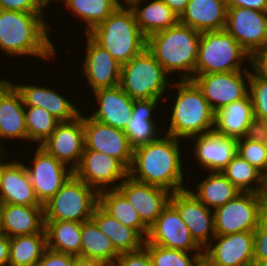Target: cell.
Segmentation results:
<instances>
[{
  "instance_id": "obj_7",
  "label": "cell",
  "mask_w": 267,
  "mask_h": 266,
  "mask_svg": "<svg viewBox=\"0 0 267 266\" xmlns=\"http://www.w3.org/2000/svg\"><path fill=\"white\" fill-rule=\"evenodd\" d=\"M169 77L171 76L146 47L140 54L121 65L119 86L133 100H165V94L171 92L172 80Z\"/></svg>"
},
{
  "instance_id": "obj_29",
  "label": "cell",
  "mask_w": 267,
  "mask_h": 266,
  "mask_svg": "<svg viewBox=\"0 0 267 266\" xmlns=\"http://www.w3.org/2000/svg\"><path fill=\"white\" fill-rule=\"evenodd\" d=\"M135 0L129 7L133 10L141 33L151 34L166 30L179 22L175 14L162 0ZM149 1V2H148ZM145 2V6L144 3Z\"/></svg>"
},
{
  "instance_id": "obj_2",
  "label": "cell",
  "mask_w": 267,
  "mask_h": 266,
  "mask_svg": "<svg viewBox=\"0 0 267 266\" xmlns=\"http://www.w3.org/2000/svg\"><path fill=\"white\" fill-rule=\"evenodd\" d=\"M46 20L44 13L0 9V51L6 58L33 56L52 62L57 57V47L50 37L53 29Z\"/></svg>"
},
{
  "instance_id": "obj_30",
  "label": "cell",
  "mask_w": 267,
  "mask_h": 266,
  "mask_svg": "<svg viewBox=\"0 0 267 266\" xmlns=\"http://www.w3.org/2000/svg\"><path fill=\"white\" fill-rule=\"evenodd\" d=\"M92 220L111 239L119 253L134 252L144 247L145 239L134 228L122 225L99 204L93 211Z\"/></svg>"
},
{
  "instance_id": "obj_52",
  "label": "cell",
  "mask_w": 267,
  "mask_h": 266,
  "mask_svg": "<svg viewBox=\"0 0 267 266\" xmlns=\"http://www.w3.org/2000/svg\"><path fill=\"white\" fill-rule=\"evenodd\" d=\"M179 17L185 11L189 0H162Z\"/></svg>"
},
{
  "instance_id": "obj_36",
  "label": "cell",
  "mask_w": 267,
  "mask_h": 266,
  "mask_svg": "<svg viewBox=\"0 0 267 266\" xmlns=\"http://www.w3.org/2000/svg\"><path fill=\"white\" fill-rule=\"evenodd\" d=\"M46 249L45 229L41 233L11 237L8 266H35Z\"/></svg>"
},
{
  "instance_id": "obj_44",
  "label": "cell",
  "mask_w": 267,
  "mask_h": 266,
  "mask_svg": "<svg viewBox=\"0 0 267 266\" xmlns=\"http://www.w3.org/2000/svg\"><path fill=\"white\" fill-rule=\"evenodd\" d=\"M113 266H153L148 251L143 247L134 252H122Z\"/></svg>"
},
{
  "instance_id": "obj_25",
  "label": "cell",
  "mask_w": 267,
  "mask_h": 266,
  "mask_svg": "<svg viewBox=\"0 0 267 266\" xmlns=\"http://www.w3.org/2000/svg\"><path fill=\"white\" fill-rule=\"evenodd\" d=\"M160 102V99L133 100L131 121L124 130L133 148L153 142L164 134L160 127L165 126L158 124L153 114Z\"/></svg>"
},
{
  "instance_id": "obj_58",
  "label": "cell",
  "mask_w": 267,
  "mask_h": 266,
  "mask_svg": "<svg viewBox=\"0 0 267 266\" xmlns=\"http://www.w3.org/2000/svg\"><path fill=\"white\" fill-rule=\"evenodd\" d=\"M255 266H267V258L260 260Z\"/></svg>"
},
{
  "instance_id": "obj_37",
  "label": "cell",
  "mask_w": 267,
  "mask_h": 266,
  "mask_svg": "<svg viewBox=\"0 0 267 266\" xmlns=\"http://www.w3.org/2000/svg\"><path fill=\"white\" fill-rule=\"evenodd\" d=\"M85 26V34L102 23L119 5L114 0H54ZM53 2V0H51ZM72 11V12H70ZM78 17V18H77Z\"/></svg>"
},
{
  "instance_id": "obj_59",
  "label": "cell",
  "mask_w": 267,
  "mask_h": 266,
  "mask_svg": "<svg viewBox=\"0 0 267 266\" xmlns=\"http://www.w3.org/2000/svg\"><path fill=\"white\" fill-rule=\"evenodd\" d=\"M8 79H0V87L7 81Z\"/></svg>"
},
{
  "instance_id": "obj_23",
  "label": "cell",
  "mask_w": 267,
  "mask_h": 266,
  "mask_svg": "<svg viewBox=\"0 0 267 266\" xmlns=\"http://www.w3.org/2000/svg\"><path fill=\"white\" fill-rule=\"evenodd\" d=\"M93 93L96 108L89 116L101 123L125 130L131 121L133 99L121 87L98 89Z\"/></svg>"
},
{
  "instance_id": "obj_47",
  "label": "cell",
  "mask_w": 267,
  "mask_h": 266,
  "mask_svg": "<svg viewBox=\"0 0 267 266\" xmlns=\"http://www.w3.org/2000/svg\"><path fill=\"white\" fill-rule=\"evenodd\" d=\"M253 257L254 266L262 259L267 258V234L262 232L258 227L253 231Z\"/></svg>"
},
{
  "instance_id": "obj_60",
  "label": "cell",
  "mask_w": 267,
  "mask_h": 266,
  "mask_svg": "<svg viewBox=\"0 0 267 266\" xmlns=\"http://www.w3.org/2000/svg\"><path fill=\"white\" fill-rule=\"evenodd\" d=\"M199 266H207L204 262H202Z\"/></svg>"
},
{
  "instance_id": "obj_41",
  "label": "cell",
  "mask_w": 267,
  "mask_h": 266,
  "mask_svg": "<svg viewBox=\"0 0 267 266\" xmlns=\"http://www.w3.org/2000/svg\"><path fill=\"white\" fill-rule=\"evenodd\" d=\"M237 154L250 165L264 174L267 170L266 144L253 140L239 138L237 140Z\"/></svg>"
},
{
  "instance_id": "obj_9",
  "label": "cell",
  "mask_w": 267,
  "mask_h": 266,
  "mask_svg": "<svg viewBox=\"0 0 267 266\" xmlns=\"http://www.w3.org/2000/svg\"><path fill=\"white\" fill-rule=\"evenodd\" d=\"M262 197L252 192H241L234 199L213 210L216 235L253 232L258 227Z\"/></svg>"
},
{
  "instance_id": "obj_53",
  "label": "cell",
  "mask_w": 267,
  "mask_h": 266,
  "mask_svg": "<svg viewBox=\"0 0 267 266\" xmlns=\"http://www.w3.org/2000/svg\"><path fill=\"white\" fill-rule=\"evenodd\" d=\"M72 266H105L102 262L80 255L73 257Z\"/></svg>"
},
{
  "instance_id": "obj_13",
  "label": "cell",
  "mask_w": 267,
  "mask_h": 266,
  "mask_svg": "<svg viewBox=\"0 0 267 266\" xmlns=\"http://www.w3.org/2000/svg\"><path fill=\"white\" fill-rule=\"evenodd\" d=\"M225 30L251 55L267 47V12L227 8Z\"/></svg>"
},
{
  "instance_id": "obj_38",
  "label": "cell",
  "mask_w": 267,
  "mask_h": 266,
  "mask_svg": "<svg viewBox=\"0 0 267 266\" xmlns=\"http://www.w3.org/2000/svg\"><path fill=\"white\" fill-rule=\"evenodd\" d=\"M222 173L241 192L261 193L263 174L238 154L222 170Z\"/></svg>"
},
{
  "instance_id": "obj_22",
  "label": "cell",
  "mask_w": 267,
  "mask_h": 266,
  "mask_svg": "<svg viewBox=\"0 0 267 266\" xmlns=\"http://www.w3.org/2000/svg\"><path fill=\"white\" fill-rule=\"evenodd\" d=\"M8 77V81L20 93L24 106L43 108L60 122L72 121L81 113L79 107L50 86L27 83H16ZM12 81V82H11ZM54 89V90H53ZM78 107V108H77Z\"/></svg>"
},
{
  "instance_id": "obj_1",
  "label": "cell",
  "mask_w": 267,
  "mask_h": 266,
  "mask_svg": "<svg viewBox=\"0 0 267 266\" xmlns=\"http://www.w3.org/2000/svg\"><path fill=\"white\" fill-rule=\"evenodd\" d=\"M180 142L181 139L162 134L157 140L134 148L128 176L172 193L187 189Z\"/></svg>"
},
{
  "instance_id": "obj_24",
  "label": "cell",
  "mask_w": 267,
  "mask_h": 266,
  "mask_svg": "<svg viewBox=\"0 0 267 266\" xmlns=\"http://www.w3.org/2000/svg\"><path fill=\"white\" fill-rule=\"evenodd\" d=\"M5 139L27 142L25 106L20 93L8 80L0 87V150L8 149L2 143Z\"/></svg>"
},
{
  "instance_id": "obj_6",
  "label": "cell",
  "mask_w": 267,
  "mask_h": 266,
  "mask_svg": "<svg viewBox=\"0 0 267 266\" xmlns=\"http://www.w3.org/2000/svg\"><path fill=\"white\" fill-rule=\"evenodd\" d=\"M251 60V55L225 29L205 31L199 40L195 76L251 70Z\"/></svg>"
},
{
  "instance_id": "obj_5",
  "label": "cell",
  "mask_w": 267,
  "mask_h": 266,
  "mask_svg": "<svg viewBox=\"0 0 267 266\" xmlns=\"http://www.w3.org/2000/svg\"><path fill=\"white\" fill-rule=\"evenodd\" d=\"M87 35L121 65L140 54L147 45V38L141 33L129 6H118Z\"/></svg>"
},
{
  "instance_id": "obj_42",
  "label": "cell",
  "mask_w": 267,
  "mask_h": 266,
  "mask_svg": "<svg viewBox=\"0 0 267 266\" xmlns=\"http://www.w3.org/2000/svg\"><path fill=\"white\" fill-rule=\"evenodd\" d=\"M249 96L252 102L253 115L267 119V79L261 77L252 67Z\"/></svg>"
},
{
  "instance_id": "obj_55",
  "label": "cell",
  "mask_w": 267,
  "mask_h": 266,
  "mask_svg": "<svg viewBox=\"0 0 267 266\" xmlns=\"http://www.w3.org/2000/svg\"><path fill=\"white\" fill-rule=\"evenodd\" d=\"M262 199H267V170L263 174V187L260 193Z\"/></svg>"
},
{
  "instance_id": "obj_20",
  "label": "cell",
  "mask_w": 267,
  "mask_h": 266,
  "mask_svg": "<svg viewBox=\"0 0 267 266\" xmlns=\"http://www.w3.org/2000/svg\"><path fill=\"white\" fill-rule=\"evenodd\" d=\"M194 141L193 157L194 164L207 172H222L228 163L237 154V140L233 137H227L217 133L215 130L195 135L190 137L187 141ZM201 167H200V166Z\"/></svg>"
},
{
  "instance_id": "obj_12",
  "label": "cell",
  "mask_w": 267,
  "mask_h": 266,
  "mask_svg": "<svg viewBox=\"0 0 267 266\" xmlns=\"http://www.w3.org/2000/svg\"><path fill=\"white\" fill-rule=\"evenodd\" d=\"M36 149L32 163H25L27 173L39 202L44 205L61 188V186L73 174V171L65 164L59 162L56 158L49 155L40 146H34Z\"/></svg>"
},
{
  "instance_id": "obj_14",
  "label": "cell",
  "mask_w": 267,
  "mask_h": 266,
  "mask_svg": "<svg viewBox=\"0 0 267 266\" xmlns=\"http://www.w3.org/2000/svg\"><path fill=\"white\" fill-rule=\"evenodd\" d=\"M253 232L215 235L203 249L207 266H254Z\"/></svg>"
},
{
  "instance_id": "obj_15",
  "label": "cell",
  "mask_w": 267,
  "mask_h": 266,
  "mask_svg": "<svg viewBox=\"0 0 267 266\" xmlns=\"http://www.w3.org/2000/svg\"><path fill=\"white\" fill-rule=\"evenodd\" d=\"M145 243L190 252L191 254L203 253V249L192 238L187 225L170 202L149 227Z\"/></svg>"
},
{
  "instance_id": "obj_16",
  "label": "cell",
  "mask_w": 267,
  "mask_h": 266,
  "mask_svg": "<svg viewBox=\"0 0 267 266\" xmlns=\"http://www.w3.org/2000/svg\"><path fill=\"white\" fill-rule=\"evenodd\" d=\"M83 114L84 150H94L112 156L129 169L134 148L130 145L124 130L101 123Z\"/></svg>"
},
{
  "instance_id": "obj_49",
  "label": "cell",
  "mask_w": 267,
  "mask_h": 266,
  "mask_svg": "<svg viewBox=\"0 0 267 266\" xmlns=\"http://www.w3.org/2000/svg\"><path fill=\"white\" fill-rule=\"evenodd\" d=\"M251 66L261 77L267 79V47L252 56Z\"/></svg>"
},
{
  "instance_id": "obj_32",
  "label": "cell",
  "mask_w": 267,
  "mask_h": 266,
  "mask_svg": "<svg viewBox=\"0 0 267 266\" xmlns=\"http://www.w3.org/2000/svg\"><path fill=\"white\" fill-rule=\"evenodd\" d=\"M201 180L195 182V190L187 189L211 210L225 205L241 193L222 172H209L206 178Z\"/></svg>"
},
{
  "instance_id": "obj_48",
  "label": "cell",
  "mask_w": 267,
  "mask_h": 266,
  "mask_svg": "<svg viewBox=\"0 0 267 266\" xmlns=\"http://www.w3.org/2000/svg\"><path fill=\"white\" fill-rule=\"evenodd\" d=\"M227 8L242 7L267 12V0H226Z\"/></svg>"
},
{
  "instance_id": "obj_26",
  "label": "cell",
  "mask_w": 267,
  "mask_h": 266,
  "mask_svg": "<svg viewBox=\"0 0 267 266\" xmlns=\"http://www.w3.org/2000/svg\"><path fill=\"white\" fill-rule=\"evenodd\" d=\"M13 159L5 168L0 186V201L5 204L23 206L42 205L33 189L25 163Z\"/></svg>"
},
{
  "instance_id": "obj_39",
  "label": "cell",
  "mask_w": 267,
  "mask_h": 266,
  "mask_svg": "<svg viewBox=\"0 0 267 266\" xmlns=\"http://www.w3.org/2000/svg\"><path fill=\"white\" fill-rule=\"evenodd\" d=\"M25 118L27 142H33L35 146H41L60 123L48 111L39 107L25 106Z\"/></svg>"
},
{
  "instance_id": "obj_27",
  "label": "cell",
  "mask_w": 267,
  "mask_h": 266,
  "mask_svg": "<svg viewBox=\"0 0 267 266\" xmlns=\"http://www.w3.org/2000/svg\"><path fill=\"white\" fill-rule=\"evenodd\" d=\"M226 0H189L179 22L199 32L224 30Z\"/></svg>"
},
{
  "instance_id": "obj_45",
  "label": "cell",
  "mask_w": 267,
  "mask_h": 266,
  "mask_svg": "<svg viewBox=\"0 0 267 266\" xmlns=\"http://www.w3.org/2000/svg\"><path fill=\"white\" fill-rule=\"evenodd\" d=\"M245 139L257 141L260 143H267V119L253 115L251 123L249 124Z\"/></svg>"
},
{
  "instance_id": "obj_4",
  "label": "cell",
  "mask_w": 267,
  "mask_h": 266,
  "mask_svg": "<svg viewBox=\"0 0 267 266\" xmlns=\"http://www.w3.org/2000/svg\"><path fill=\"white\" fill-rule=\"evenodd\" d=\"M171 89H176V96L164 134L187 141L190 137L214 130L215 112L211 109L202 91L192 80H175ZM175 99V100H174ZM185 139V140H184Z\"/></svg>"
},
{
  "instance_id": "obj_18",
  "label": "cell",
  "mask_w": 267,
  "mask_h": 266,
  "mask_svg": "<svg viewBox=\"0 0 267 266\" xmlns=\"http://www.w3.org/2000/svg\"><path fill=\"white\" fill-rule=\"evenodd\" d=\"M170 203L177 209L192 238L204 249L216 235L213 210L201 203L188 189L172 193Z\"/></svg>"
},
{
  "instance_id": "obj_31",
  "label": "cell",
  "mask_w": 267,
  "mask_h": 266,
  "mask_svg": "<svg viewBox=\"0 0 267 266\" xmlns=\"http://www.w3.org/2000/svg\"><path fill=\"white\" fill-rule=\"evenodd\" d=\"M253 117L249 94L238 101L227 104L215 113L214 130L224 136L243 138Z\"/></svg>"
},
{
  "instance_id": "obj_56",
  "label": "cell",
  "mask_w": 267,
  "mask_h": 266,
  "mask_svg": "<svg viewBox=\"0 0 267 266\" xmlns=\"http://www.w3.org/2000/svg\"><path fill=\"white\" fill-rule=\"evenodd\" d=\"M119 6H130L135 0H114Z\"/></svg>"
},
{
  "instance_id": "obj_10",
  "label": "cell",
  "mask_w": 267,
  "mask_h": 266,
  "mask_svg": "<svg viewBox=\"0 0 267 266\" xmlns=\"http://www.w3.org/2000/svg\"><path fill=\"white\" fill-rule=\"evenodd\" d=\"M216 113L249 94L250 70L197 75L191 79Z\"/></svg>"
},
{
  "instance_id": "obj_54",
  "label": "cell",
  "mask_w": 267,
  "mask_h": 266,
  "mask_svg": "<svg viewBox=\"0 0 267 266\" xmlns=\"http://www.w3.org/2000/svg\"><path fill=\"white\" fill-rule=\"evenodd\" d=\"M6 154H8L6 152V149L0 150V186H1V181L3 178L5 168L12 162V159H10L11 161H9V160L7 161V158H10V156L8 157V155H6ZM6 156H7V158H6Z\"/></svg>"
},
{
  "instance_id": "obj_33",
  "label": "cell",
  "mask_w": 267,
  "mask_h": 266,
  "mask_svg": "<svg viewBox=\"0 0 267 266\" xmlns=\"http://www.w3.org/2000/svg\"><path fill=\"white\" fill-rule=\"evenodd\" d=\"M44 221L48 249L73 256H81L82 223L70 220Z\"/></svg>"
},
{
  "instance_id": "obj_8",
  "label": "cell",
  "mask_w": 267,
  "mask_h": 266,
  "mask_svg": "<svg viewBox=\"0 0 267 266\" xmlns=\"http://www.w3.org/2000/svg\"><path fill=\"white\" fill-rule=\"evenodd\" d=\"M99 204V193L74 174L44 204V220L86 222Z\"/></svg>"
},
{
  "instance_id": "obj_28",
  "label": "cell",
  "mask_w": 267,
  "mask_h": 266,
  "mask_svg": "<svg viewBox=\"0 0 267 266\" xmlns=\"http://www.w3.org/2000/svg\"><path fill=\"white\" fill-rule=\"evenodd\" d=\"M2 231L9 238L41 233L45 228L44 206L2 204Z\"/></svg>"
},
{
  "instance_id": "obj_51",
  "label": "cell",
  "mask_w": 267,
  "mask_h": 266,
  "mask_svg": "<svg viewBox=\"0 0 267 266\" xmlns=\"http://www.w3.org/2000/svg\"><path fill=\"white\" fill-rule=\"evenodd\" d=\"M258 228L267 234V199H262L258 215Z\"/></svg>"
},
{
  "instance_id": "obj_46",
  "label": "cell",
  "mask_w": 267,
  "mask_h": 266,
  "mask_svg": "<svg viewBox=\"0 0 267 266\" xmlns=\"http://www.w3.org/2000/svg\"><path fill=\"white\" fill-rule=\"evenodd\" d=\"M73 257L47 248L35 266H72Z\"/></svg>"
},
{
  "instance_id": "obj_11",
  "label": "cell",
  "mask_w": 267,
  "mask_h": 266,
  "mask_svg": "<svg viewBox=\"0 0 267 266\" xmlns=\"http://www.w3.org/2000/svg\"><path fill=\"white\" fill-rule=\"evenodd\" d=\"M73 174L99 193L117 189L128 176V169L112 156L94 150H84Z\"/></svg>"
},
{
  "instance_id": "obj_3",
  "label": "cell",
  "mask_w": 267,
  "mask_h": 266,
  "mask_svg": "<svg viewBox=\"0 0 267 266\" xmlns=\"http://www.w3.org/2000/svg\"><path fill=\"white\" fill-rule=\"evenodd\" d=\"M200 36L201 32L178 22L151 34L146 47L171 78L180 73L179 80H191L195 76Z\"/></svg>"
},
{
  "instance_id": "obj_57",
  "label": "cell",
  "mask_w": 267,
  "mask_h": 266,
  "mask_svg": "<svg viewBox=\"0 0 267 266\" xmlns=\"http://www.w3.org/2000/svg\"><path fill=\"white\" fill-rule=\"evenodd\" d=\"M2 202L0 201V234L3 233L2 231V220H1V216H2Z\"/></svg>"
},
{
  "instance_id": "obj_43",
  "label": "cell",
  "mask_w": 267,
  "mask_h": 266,
  "mask_svg": "<svg viewBox=\"0 0 267 266\" xmlns=\"http://www.w3.org/2000/svg\"><path fill=\"white\" fill-rule=\"evenodd\" d=\"M50 0H0V9L24 13H45Z\"/></svg>"
},
{
  "instance_id": "obj_50",
  "label": "cell",
  "mask_w": 267,
  "mask_h": 266,
  "mask_svg": "<svg viewBox=\"0 0 267 266\" xmlns=\"http://www.w3.org/2000/svg\"><path fill=\"white\" fill-rule=\"evenodd\" d=\"M9 262V237L0 234V266H8Z\"/></svg>"
},
{
  "instance_id": "obj_21",
  "label": "cell",
  "mask_w": 267,
  "mask_h": 266,
  "mask_svg": "<svg viewBox=\"0 0 267 266\" xmlns=\"http://www.w3.org/2000/svg\"><path fill=\"white\" fill-rule=\"evenodd\" d=\"M137 210L141 221L149 228L169 204L172 192L127 176L117 188Z\"/></svg>"
},
{
  "instance_id": "obj_17",
  "label": "cell",
  "mask_w": 267,
  "mask_h": 266,
  "mask_svg": "<svg viewBox=\"0 0 267 266\" xmlns=\"http://www.w3.org/2000/svg\"><path fill=\"white\" fill-rule=\"evenodd\" d=\"M40 147L73 171L85 149L83 113L72 121L60 122Z\"/></svg>"
},
{
  "instance_id": "obj_35",
  "label": "cell",
  "mask_w": 267,
  "mask_h": 266,
  "mask_svg": "<svg viewBox=\"0 0 267 266\" xmlns=\"http://www.w3.org/2000/svg\"><path fill=\"white\" fill-rule=\"evenodd\" d=\"M99 205L122 225L134 228L146 240L149 228L141 221L134 206L118 189L99 192Z\"/></svg>"
},
{
  "instance_id": "obj_19",
  "label": "cell",
  "mask_w": 267,
  "mask_h": 266,
  "mask_svg": "<svg viewBox=\"0 0 267 266\" xmlns=\"http://www.w3.org/2000/svg\"><path fill=\"white\" fill-rule=\"evenodd\" d=\"M86 48L84 60L81 65V73L85 76L87 88L91 93L103 88H111L119 85L121 64L118 63L107 50L96 44L85 34Z\"/></svg>"
},
{
  "instance_id": "obj_34",
  "label": "cell",
  "mask_w": 267,
  "mask_h": 266,
  "mask_svg": "<svg viewBox=\"0 0 267 266\" xmlns=\"http://www.w3.org/2000/svg\"><path fill=\"white\" fill-rule=\"evenodd\" d=\"M119 255L111 239L100 231L92 219L82 222L81 256L98 260L105 266H113Z\"/></svg>"
},
{
  "instance_id": "obj_40",
  "label": "cell",
  "mask_w": 267,
  "mask_h": 266,
  "mask_svg": "<svg viewBox=\"0 0 267 266\" xmlns=\"http://www.w3.org/2000/svg\"><path fill=\"white\" fill-rule=\"evenodd\" d=\"M153 266H199L203 262V253L184 252L169 249L151 243H144Z\"/></svg>"
}]
</instances>
